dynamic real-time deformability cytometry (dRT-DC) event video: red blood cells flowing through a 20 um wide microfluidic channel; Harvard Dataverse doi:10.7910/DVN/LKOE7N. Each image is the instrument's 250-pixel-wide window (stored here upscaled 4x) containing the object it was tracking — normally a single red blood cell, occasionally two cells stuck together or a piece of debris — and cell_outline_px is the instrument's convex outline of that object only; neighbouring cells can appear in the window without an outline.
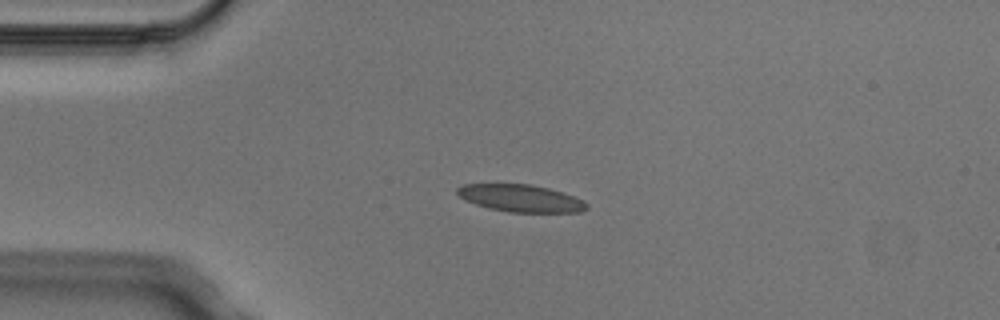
{"species": "Egyptian fruit bat (a non-hibernating species)", "species_latin": "Rousettus aegyptiacus", "temperature_condition": "cold", "stored_images_in_passage": 4, "camera_frame_rate_fps": 3000, "um_per_image_px": 0.085, "animal": {"sex": "male"}, "frame": {"image": 1, "passage_image": 3, "time_ms": 0.667, "image_size_px": [1000, 320], "cell_outline_px": [[588, 208], [580, 212], [508, 212], [488, 208], [464, 200], [456, 192], [456, 188], [464, 184], [532, 184], [548, 188], [584, 200], [588, 204]], "centroid_in_image_um": [44.25, 16.85], "position_along_channel_um": 40.8, "area_um2": 20.52}}